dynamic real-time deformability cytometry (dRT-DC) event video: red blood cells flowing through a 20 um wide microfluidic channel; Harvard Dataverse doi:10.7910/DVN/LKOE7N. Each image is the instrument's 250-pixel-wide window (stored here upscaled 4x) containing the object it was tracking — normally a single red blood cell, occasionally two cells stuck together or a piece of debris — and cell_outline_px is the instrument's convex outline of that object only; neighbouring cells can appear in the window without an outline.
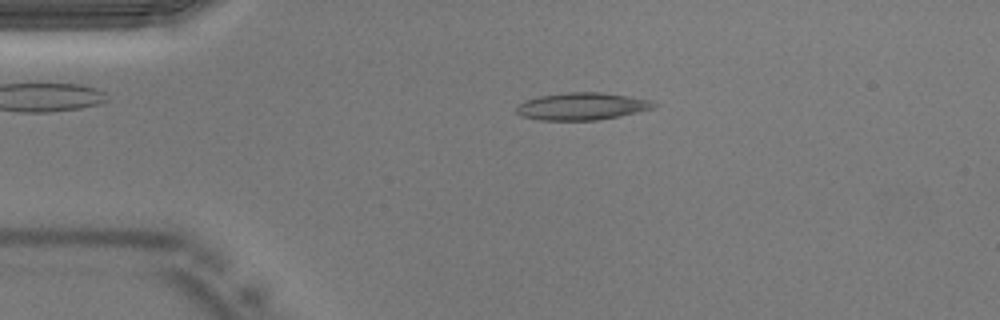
{"species": "Egyptian fruit bat (a non-hibernating species)", "species_latin": "Rousettus aegyptiacus", "temperature_condition": "warm", "stored_images_in_passage": 33, "camera_frame_rate_fps": 3000, "um_per_image_px": 0.085, "animal": {"sex": "male"}, "frame": {"image": 1, "passage_image": 2, "time_ms": 0.333, "image_size_px": [1000, 320], "cell_outline_px": [[656, 104], [652, 108], [620, 116], [596, 120], [540, 120], [520, 116], [516, 112], [516, 108], [524, 100], [540, 96], [568, 92], [600, 92], [628, 96], [652, 100]], "centroid_in_image_um": [49.43, 9.04], "position_along_channel_um": 35.6, "area_um2": 21.73}}
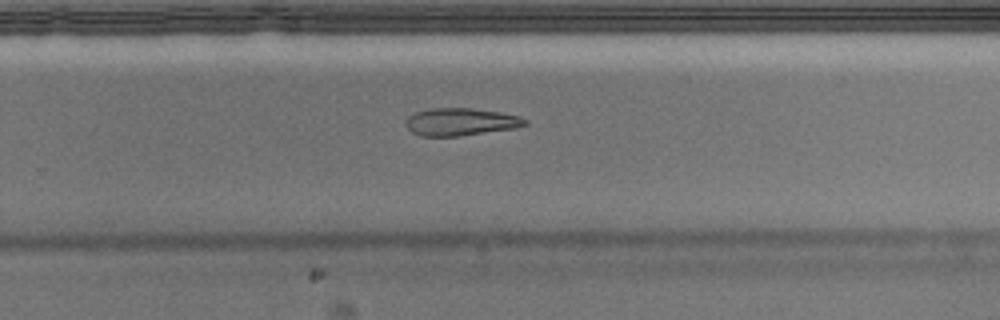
{"frame": {"image": 2, "passage_image": 20, "time_ms": 6.333, "image_size_px": [1000, 320], "cell_outline_px": [[528, 124], [516, 128], [460, 136], [420, 136], [412, 132], [404, 124], [408, 116], [416, 112], [428, 108], [468, 108], [500, 112], [520, 116], [528, 120]], "centroid_in_image_um": [39.16, 10.36], "position_along_channel_um": 290.6, "area_um2": 19.25}}
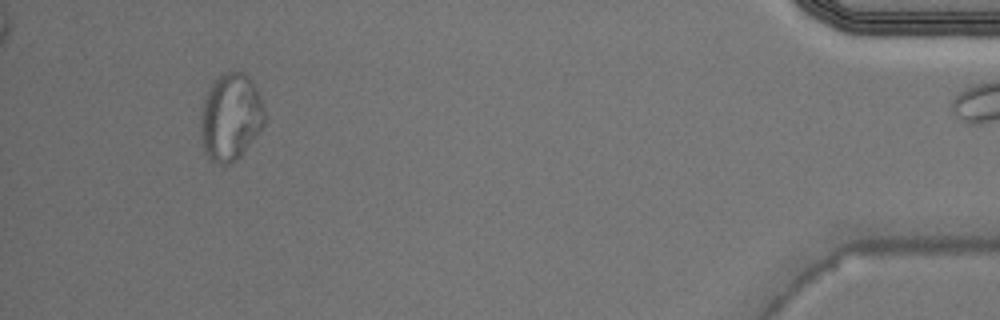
{"frame": {"image": 3, "passage_image": 32, "time_ms": 10.333, "image_size_px": [1000, 320], "cell_outline_px": [[264, 124], [256, 136], [240, 156], [236, 160], [224, 164], [220, 164], [208, 160], [204, 152], [200, 140], [200, 112], [208, 88], [216, 76], [224, 72], [244, 72], [252, 80], [260, 96], [264, 108]], "centroid_in_image_um": [19.56, 9.94], "position_along_channel_um": 415.6, "area_um2": 32.89}}